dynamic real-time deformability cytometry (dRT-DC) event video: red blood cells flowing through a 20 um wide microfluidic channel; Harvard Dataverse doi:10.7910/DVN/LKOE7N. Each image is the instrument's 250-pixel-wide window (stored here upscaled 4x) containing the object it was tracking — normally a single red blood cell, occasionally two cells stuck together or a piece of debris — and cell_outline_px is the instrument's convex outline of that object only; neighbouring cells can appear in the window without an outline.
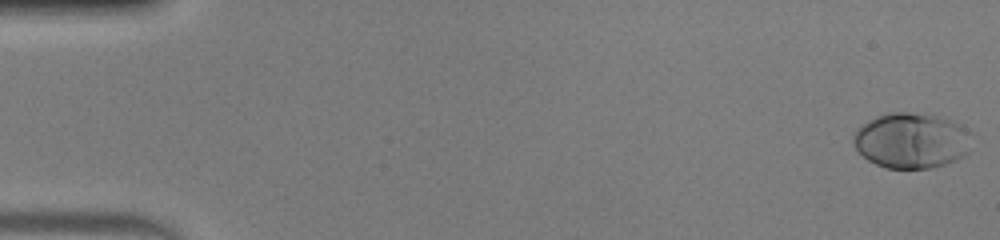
{"species": "human", "species_latin": "Homo sapiens", "temperature_condition": "warm", "stored_images_in_passage": 51, "camera_frame_rate_fps": 3000, "um_per_image_px": 0.085, "donor": {"sex": "male"}, "frame": {"image": 1, "passage_image": 1, "time_ms": 0.0, "image_size_px": [1000, 240], "cell_outline_px": [[968, 152], [964, 156], [956, 160], [944, 164], [928, 168], [888, 168], [876, 164], [868, 160], [856, 148], [852, 140], [856, 132], [868, 120], [876, 116], [888, 112], [908, 112], [936, 116], [956, 120], [964, 128]], "centroid_in_image_um": [77.43, 11.94], "position_along_channel_um": 7.6, "area_um2": 37.57}}
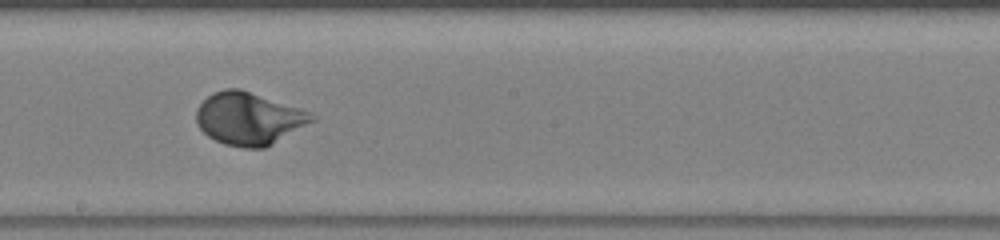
{"frame": {"image": 2, "passage_image": 29, "time_ms": 9.333, "image_size_px": [1000, 240], "cell_outline_px": [[320, 116], [316, 120], [272, 144], [264, 148], [244, 148], [224, 144], [208, 136], [200, 128], [196, 120], [196, 108], [212, 92], [224, 88], [240, 88], [312, 112]], "centroid_in_image_um": [21.18, 10.07], "position_along_channel_um": 227.0, "area_um2": 35.55}}
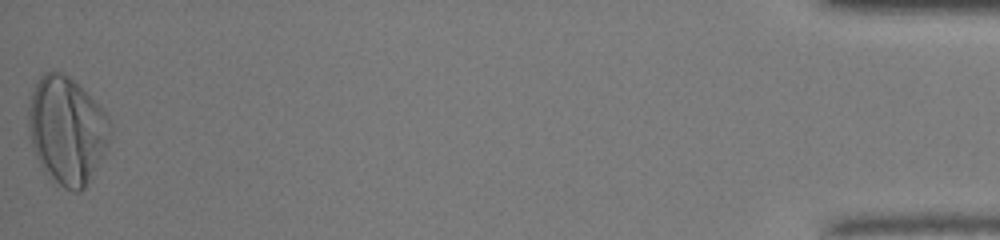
{"frame": {"image": 3, "passage_image": 51, "time_ms": 16.667, "image_size_px": [1000, 240], "cell_outline_px": [[112, 136], [84, 188], [80, 192], [72, 192], [64, 188], [44, 172], [32, 148], [28, 128], [28, 108], [32, 92], [40, 76], [44, 72], [60, 72], [68, 76], [108, 116], [112, 124]], "centroid_in_image_um": [5.66, 11.09], "position_along_channel_um": 429.5, "area_um2": 50.52}, "authors_computed_cell_mechanics": {"area_um2": 34.7956, "velocity_mm_per_s": 4.0653, "shape_relaxation_time_tau1_ms": 2.8519, "shape_relaxation_time_tau2_ms": null, "deformation_change_tau1": 0.1944, "deformation_change_tau2": null}}